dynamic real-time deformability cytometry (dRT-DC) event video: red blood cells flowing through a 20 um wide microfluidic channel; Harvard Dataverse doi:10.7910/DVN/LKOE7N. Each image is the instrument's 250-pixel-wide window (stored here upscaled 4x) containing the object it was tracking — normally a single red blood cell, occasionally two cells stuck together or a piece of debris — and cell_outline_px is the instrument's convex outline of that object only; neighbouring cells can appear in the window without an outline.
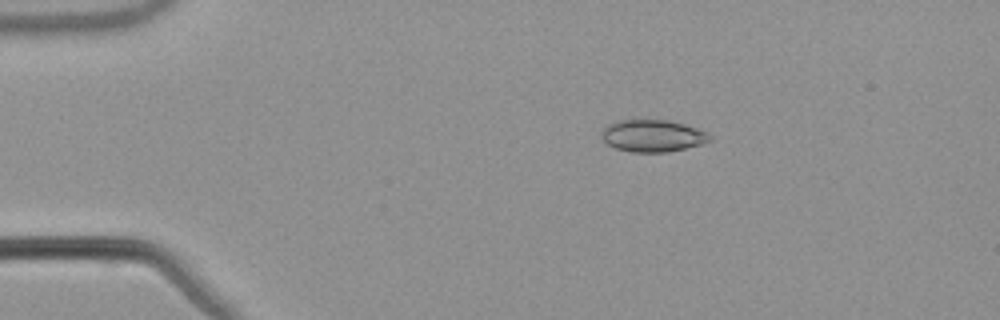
{"species": "common noctule bat (a hibernating species)", "species_latin": "Nyctalus noctula", "temperature_condition": "warm", "stored_images_in_passage": 54, "camera_frame_rate_fps": 3000, "um_per_image_px": 0.085, "animal": {"sex": "male", "body_mass_g": 21.5, "forearm_length_mm": 52.0}, "frame": {"image": 1, "passage_image": 11, "time_ms": 3.333, "image_size_px": [1000, 320], "cell_outline_px": [[712, 140], [700, 144], [668, 152], [632, 152], [616, 148], [608, 144], [600, 136], [604, 128], [608, 124], [616, 120], [668, 120], [684, 124], [708, 132], [712, 136]], "centroid_in_image_um": [55.48, 11.53], "position_along_channel_um": 29.5, "area_um2": 20.17}}
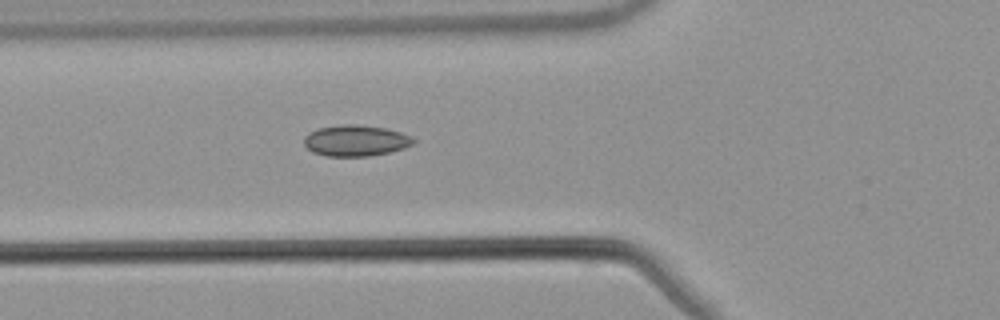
{"frame": {"image": 2, "passage_image": 21, "time_ms": 6.667, "image_size_px": [1000, 320], "cell_outline_px": [[416, 140], [412, 144], [404, 148], [388, 152], [368, 156], [324, 156], [312, 152], [304, 144], [304, 136], [308, 132], [320, 128], [340, 124], [356, 124], [388, 128], [412, 136]], "centroid_in_image_um": [30.22, 11.94], "position_along_channel_um": 95.6, "area_um2": 19.94}}
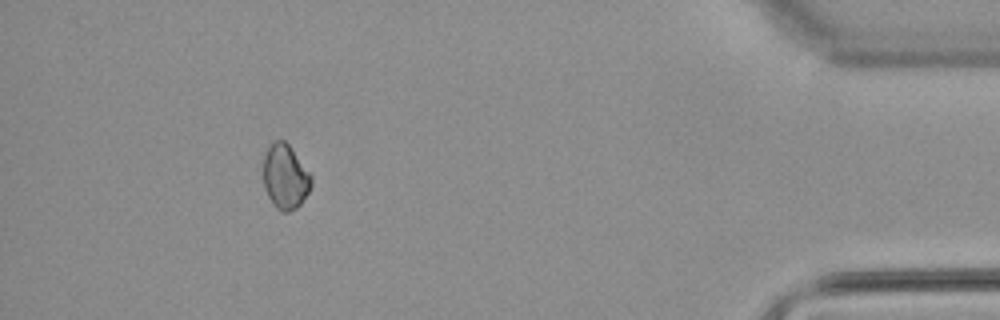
{"frame": {"image": 3, "passage_image": 50, "time_ms": 16.333, "image_size_px": [1000, 320], "cell_outline_px": [[312, 184], [308, 192], [300, 204], [296, 208], [288, 212], [280, 212], [272, 204], [264, 188], [264, 156], [268, 148], [276, 140], [284, 140], [288, 144], [312, 176]], "centroid_in_image_um": [24.24, 15.06], "position_along_channel_um": 411.0, "area_um2": 17.92}}